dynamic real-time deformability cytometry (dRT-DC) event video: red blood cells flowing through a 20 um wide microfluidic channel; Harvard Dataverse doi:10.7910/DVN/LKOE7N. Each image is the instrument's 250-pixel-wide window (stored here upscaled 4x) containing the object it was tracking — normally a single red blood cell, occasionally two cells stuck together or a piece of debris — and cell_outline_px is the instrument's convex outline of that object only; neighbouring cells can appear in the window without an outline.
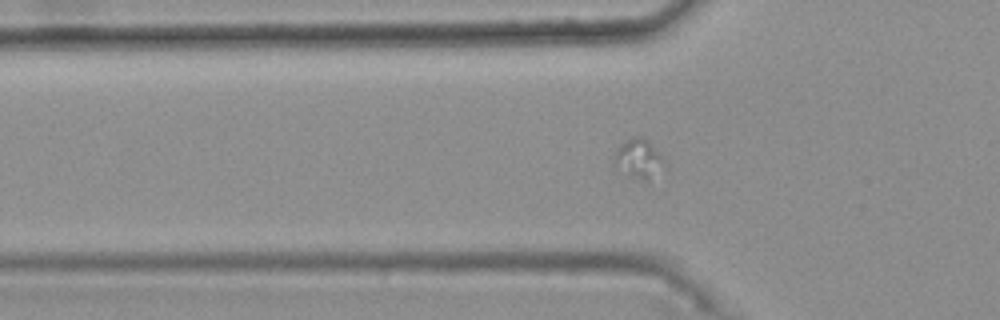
{"species": "common noctule bat (a hibernating species)", "species_latin": "Nyctalus noctula", "temperature_condition": "warm", "stored_images_in_passage": 12, "camera_frame_rate_fps": 3000, "um_per_image_px": 0.085, "animal": {"sex": "female", "body_mass_g": 25.1}, "frame": {"image": 1, "passage_image": 6, "time_ms": 1.667, "image_size_px": [1000, 320], "cell_outline_px": [[664, 164], [644, 180], [612, 164], [612, 156], [620, 144], [624, 140], [632, 136], [644, 136], [648, 140], [660, 156]], "centroid_in_image_um": [54.18, 13.36], "position_along_channel_um": 71.6, "area_um2": 10.64}}